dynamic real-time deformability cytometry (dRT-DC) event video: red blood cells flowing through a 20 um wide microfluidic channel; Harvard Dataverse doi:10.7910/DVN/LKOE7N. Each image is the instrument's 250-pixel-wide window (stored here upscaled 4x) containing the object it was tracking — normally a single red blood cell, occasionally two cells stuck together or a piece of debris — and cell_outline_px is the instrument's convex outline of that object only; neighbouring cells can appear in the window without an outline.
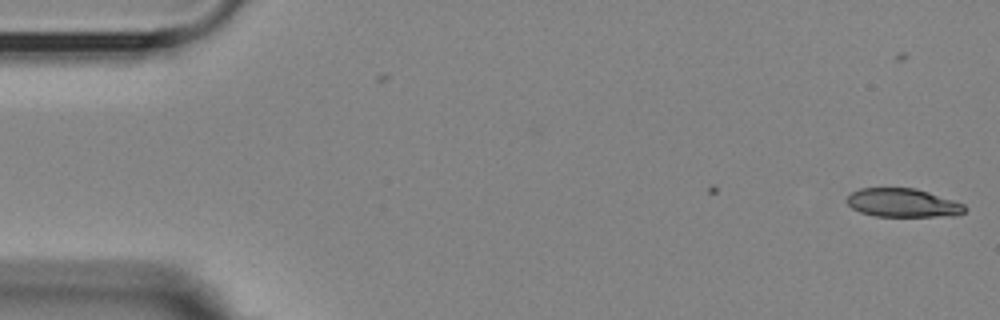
{"species": "Egyptian fruit bat (a non-hibernating species)", "species_latin": "Rousettus aegyptiacus", "temperature_condition": "room temperature", "stored_images_in_passage": 3, "camera_frame_rate_fps": 3000, "um_per_image_px": 0.085, "animal": {"sex": "female"}, "frame": {"image": 1, "passage_image": 3, "time_ms": 0.667, "image_size_px": [1000, 320], "cell_outline_px": [[968, 208], [964, 212], [956, 216], [876, 216], [860, 212], [852, 208], [844, 200], [852, 192], [860, 188], [916, 188], [964, 204]], "centroid_in_image_um": [76.73, 17.24], "position_along_channel_um": 8.3, "area_um2": 19.65}}